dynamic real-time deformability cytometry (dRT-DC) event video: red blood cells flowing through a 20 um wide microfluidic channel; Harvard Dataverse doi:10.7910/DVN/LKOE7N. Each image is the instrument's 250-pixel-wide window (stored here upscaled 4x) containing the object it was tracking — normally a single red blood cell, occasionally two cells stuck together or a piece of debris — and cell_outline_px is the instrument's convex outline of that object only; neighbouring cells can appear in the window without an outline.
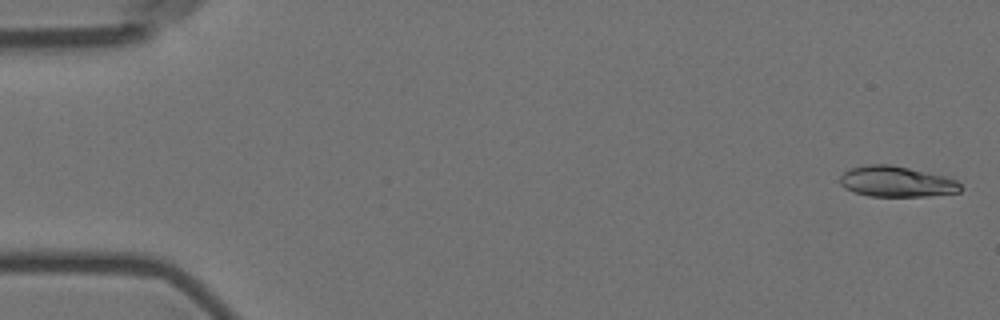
{"species": "Egyptian fruit bat (a non-hibernating species)", "species_latin": "Rousettus aegyptiacus", "temperature_condition": "room temperature", "stored_images_in_passage": 5, "camera_frame_rate_fps": 3000, "um_per_image_px": 0.085, "animal": {"sex": "female"}, "frame": {"image": 1, "passage_image": 1, "time_ms": 0.0, "image_size_px": [1000, 320], "cell_outline_px": [[964, 188], [960, 192], [928, 196], [868, 196], [852, 192], [844, 188], [840, 184], [840, 176], [844, 172], [852, 168], [864, 164], [892, 164], [948, 176], [956, 180]], "centroid_in_image_um": [76.22, 15.43], "position_along_channel_um": 8.8, "area_um2": 21.96}}